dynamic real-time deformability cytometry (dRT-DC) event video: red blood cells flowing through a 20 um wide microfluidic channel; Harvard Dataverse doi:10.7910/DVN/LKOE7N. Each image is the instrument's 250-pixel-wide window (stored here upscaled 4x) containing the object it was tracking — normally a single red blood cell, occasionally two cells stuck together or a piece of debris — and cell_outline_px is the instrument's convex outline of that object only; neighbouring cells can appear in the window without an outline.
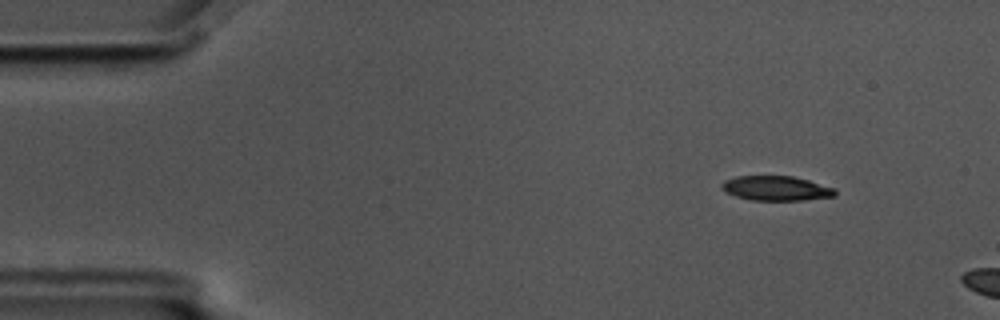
{"species": "common noctule bat (a hibernating species)", "species_latin": "Nyctalus noctula", "temperature_condition": "cold", "stored_images_in_passage": 11, "camera_frame_rate_fps": 3000, "um_per_image_px": 0.085, "animal": {"sex": "male", "body_mass_g": 17.5, "forearm_length_mm": 52.3}, "frame": {"image": 1, "passage_image": 7, "time_ms": 2.0, "image_size_px": [1000, 320], "cell_outline_px": [[836, 196], [804, 200], [752, 200], [736, 196], [724, 192], [720, 188], [720, 184], [724, 180], [736, 176], [792, 176], [808, 180], [836, 188]], "centroid_in_image_um": [65.95, 16.0], "position_along_channel_um": 19.0, "area_um2": 16.42}}